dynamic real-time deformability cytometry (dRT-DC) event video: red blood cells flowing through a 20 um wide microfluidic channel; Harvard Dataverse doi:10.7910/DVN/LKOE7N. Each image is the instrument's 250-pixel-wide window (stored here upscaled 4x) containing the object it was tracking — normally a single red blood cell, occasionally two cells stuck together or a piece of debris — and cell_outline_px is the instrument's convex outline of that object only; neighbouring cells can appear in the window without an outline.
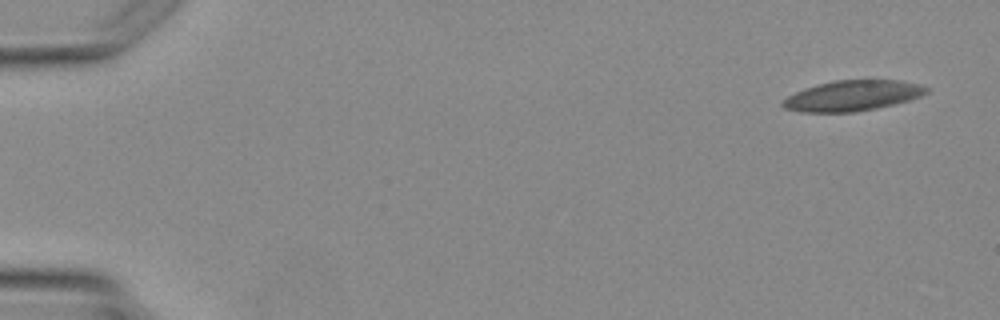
{"species": "Egyptian fruit bat (a non-hibernating species)", "species_latin": "Rousettus aegyptiacus", "temperature_condition": "warm", "stored_images_in_passage": 3, "camera_frame_rate_fps": 3000, "um_per_image_px": 0.085, "animal": {"sex": "female"}, "frame": {"image": 1, "passage_image": 1, "time_ms": 0.0, "image_size_px": [1000, 320], "cell_outline_px": [[928, 92], [920, 96], [908, 100], [876, 108], [856, 112], [800, 112], [784, 108], [780, 104], [788, 96], [804, 88], [816, 84], [832, 80], [904, 80], [920, 84], [928, 88]], "centroid_in_image_um": [72.45, 8.12], "position_along_channel_um": 12.6, "area_um2": 25.55}}